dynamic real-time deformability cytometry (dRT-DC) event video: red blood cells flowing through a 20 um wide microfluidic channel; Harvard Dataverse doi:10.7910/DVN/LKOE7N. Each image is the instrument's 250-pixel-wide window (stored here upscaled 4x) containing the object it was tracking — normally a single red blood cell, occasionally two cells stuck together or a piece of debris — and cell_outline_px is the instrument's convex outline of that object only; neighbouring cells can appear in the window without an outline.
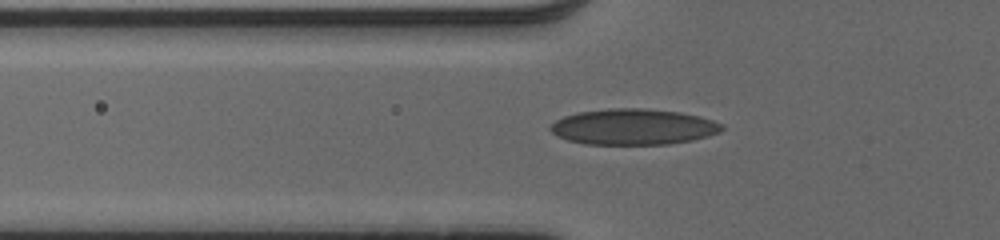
{"species": "human", "species_latin": "Homo sapiens", "temperature_condition": "cold", "stored_images_in_passage": 42, "camera_frame_rate_fps": 3000, "um_per_image_px": 0.085, "donor": {"sex": "male"}, "frame": {"image": 1, "passage_image": 11, "time_ms": 3.333, "image_size_px": [1000, 240], "cell_outline_px": [[724, 128], [720, 132], [708, 136], [692, 140], [668, 144], [584, 144], [568, 140], [552, 132], [548, 128], [556, 120], [564, 116], [576, 112], [608, 108], [644, 108], [680, 112], [700, 116], [724, 124]], "centroid_in_image_um": [53.85, 10.77], "position_along_channel_um": 72.0, "area_um2": 35.95}}
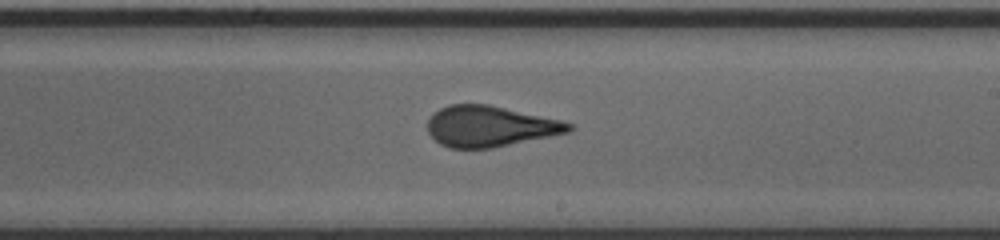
{"frame": {"image": 2, "passage_image": 24, "time_ms": 7.667, "image_size_px": [1000, 240], "cell_outline_px": [[572, 128], [568, 132], [492, 148], [448, 148], [440, 144], [428, 132], [428, 120], [440, 108], [448, 104], [488, 104], [560, 120], [572, 124]], "centroid_in_image_um": [41.61, 10.73], "position_along_channel_um": 247.4, "area_um2": 33.18}}
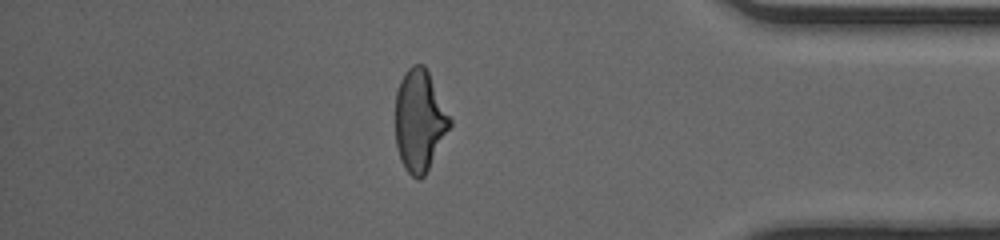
{"frame": {"image": 3, "passage_image": 37, "time_ms": 12.0, "image_size_px": [1000, 240], "cell_outline_px": [[452, 124], [424, 176], [420, 180], [416, 180], [404, 168], [400, 160], [396, 144], [396, 92], [400, 80], [404, 72], [412, 64], [424, 64], [452, 120]], "centroid_in_image_um": [35.65, 10.25], "position_along_channel_um": 399.5, "area_um2": 32.14}}